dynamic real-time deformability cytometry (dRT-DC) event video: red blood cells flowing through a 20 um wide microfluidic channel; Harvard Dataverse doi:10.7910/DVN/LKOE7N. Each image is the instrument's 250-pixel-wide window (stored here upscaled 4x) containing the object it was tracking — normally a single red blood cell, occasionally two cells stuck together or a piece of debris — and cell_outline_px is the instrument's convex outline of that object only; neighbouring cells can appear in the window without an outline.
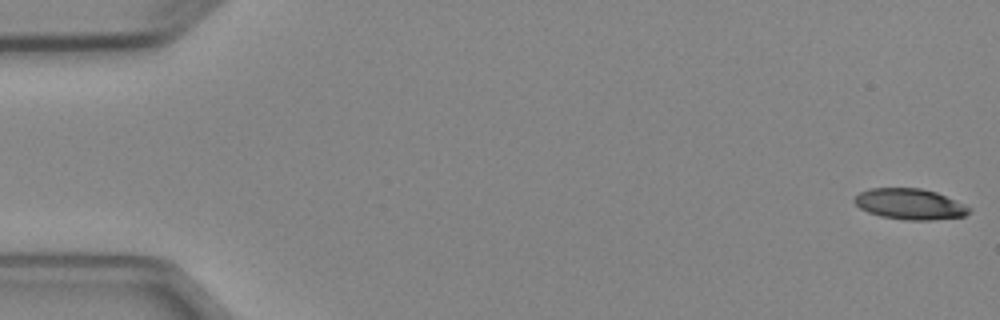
{"species": "Egyptian fruit bat (a non-hibernating species)", "species_latin": "Rousettus aegyptiacus", "temperature_condition": "cold", "stored_images_in_passage": 6, "camera_frame_rate_fps": 3000, "um_per_image_px": 0.085, "animal": {"sex": "female"}, "frame": {"image": 1, "passage_image": 1, "time_ms": 0.0, "image_size_px": [1000, 320], "cell_outline_px": [[972, 212], [964, 216], [932, 220], [904, 220], [880, 216], [868, 212], [860, 208], [852, 200], [860, 192], [868, 188], [920, 188], [936, 192], [964, 204], [972, 208]], "centroid_in_image_um": [77.34, 17.35], "position_along_channel_um": 7.7, "area_um2": 20.69}}
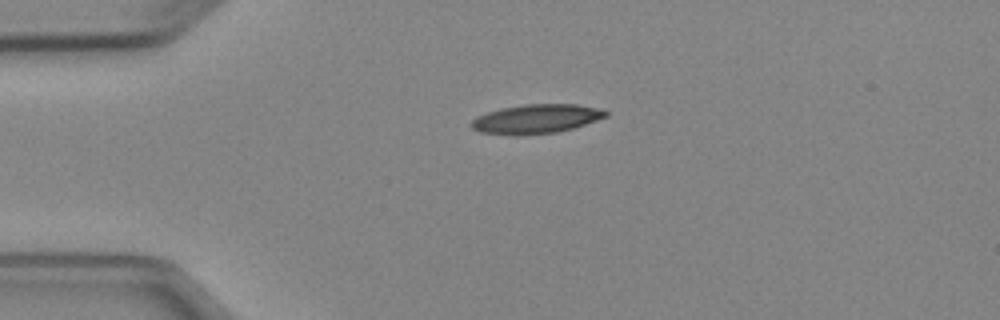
{"frame": {"image": 2, "passage_image": 6, "time_ms": 6.0, "image_size_px": [1000, 320], "cell_outline_px": [[608, 116], [572, 128], [556, 132], [516, 136], [512, 136], [480, 132], [472, 128], [468, 124], [476, 116], [500, 108], [524, 104], [576, 104], [604, 108], [608, 112]], "centroid_in_image_um": [45.55, 10.1], "position_along_channel_um": 39.4, "area_um2": 23.12}}